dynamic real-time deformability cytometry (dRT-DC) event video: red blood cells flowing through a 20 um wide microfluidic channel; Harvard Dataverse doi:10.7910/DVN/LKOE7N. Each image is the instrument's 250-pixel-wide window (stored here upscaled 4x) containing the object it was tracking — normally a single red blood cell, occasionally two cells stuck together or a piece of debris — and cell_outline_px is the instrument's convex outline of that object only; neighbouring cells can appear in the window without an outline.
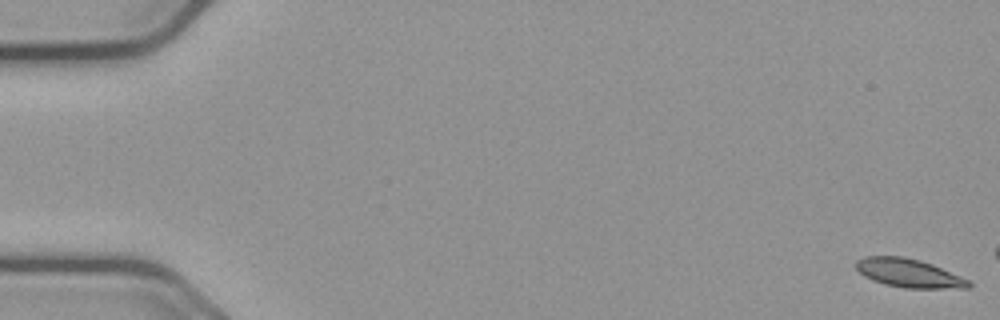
{"species": "common noctule bat (a hibernating species)", "species_latin": "Nyctalus noctula", "temperature_condition": "cold", "stored_images_in_passage": 11, "camera_frame_rate_fps": 3000, "um_per_image_px": 0.085, "animal": {"sex": "male", "body_mass_g": 23.1, "forearm_length_mm": 52.7}, "frame": {"image": 1, "passage_image": 1, "time_ms": 0.0, "image_size_px": [1000, 320], "cell_outline_px": [[972, 284], [968, 288], [904, 288], [884, 284], [872, 280], [864, 276], [856, 268], [856, 260], [864, 256], [904, 256], [920, 260], [932, 264], [960, 276], [968, 280]], "centroid_in_image_um": [77.22, 23.21], "position_along_channel_um": 7.8, "area_um2": 18.73}}